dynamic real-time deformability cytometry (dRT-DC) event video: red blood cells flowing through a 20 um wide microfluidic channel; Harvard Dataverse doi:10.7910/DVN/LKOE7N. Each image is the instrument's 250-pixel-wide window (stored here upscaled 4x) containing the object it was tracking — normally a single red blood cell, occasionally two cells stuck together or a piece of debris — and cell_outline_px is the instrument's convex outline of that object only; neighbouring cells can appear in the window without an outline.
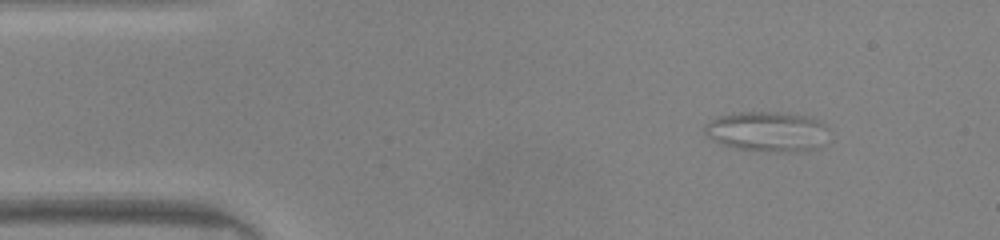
{"species": "common noctule bat (a hibernating species)", "species_latin": "Nyctalus noctula", "temperature_condition": "warm", "stored_images_in_passage": 44, "camera_frame_rate_fps": 3000, "um_per_image_px": 0.085, "animal": {"sex": "male", "body_mass_g": 20.0, "forearm_length_mm": 53.3}, "frame": {"image": 1, "passage_image": 1, "time_ms": 0.0, "image_size_px": [1000, 240], "cell_outline_px": [[828, 128], [816, 148], [804, 152], [768, 152], [736, 148], [712, 140], [704, 132], [704, 124], [716, 116], [740, 112], [780, 112], [808, 116], [824, 120]], "centroid_in_image_um": [65.2, 11.17], "position_along_channel_um": 19.8, "area_um2": 29.19}}
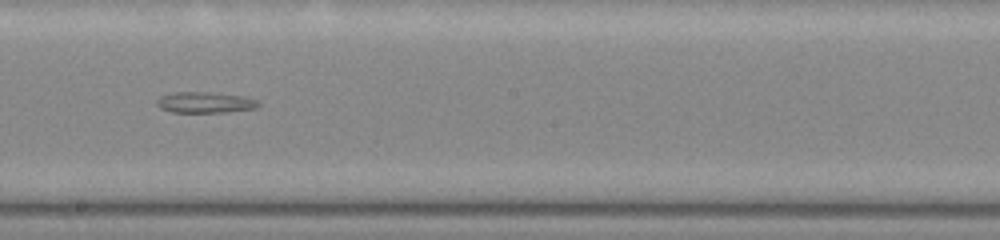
{"frame": {"image": 2, "passage_image": 22, "time_ms": 7.0, "image_size_px": [1000, 240], "cell_outline_px": [[260, 104], [256, 108], [228, 112], [172, 112], [160, 108], [156, 104], [156, 100], [160, 96], [172, 92], [208, 92], [248, 96], [260, 100]], "centroid_in_image_um": [17.47, 8.7], "position_along_channel_um": 230.7, "area_um2": 12.66}}
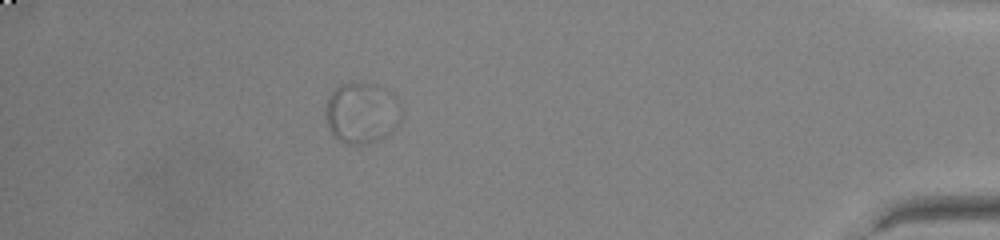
{"frame": {"image": 3, "passage_image": 39, "time_ms": 12.667, "image_size_px": [1000, 240], "cell_outline_px": [[400, 120], [396, 128], [388, 136], [364, 144], [344, 144], [332, 136], [328, 128], [324, 116], [324, 108], [328, 96], [340, 84], [376, 84], [392, 92], [400, 100]], "centroid_in_image_um": [30.73, 9.62], "position_along_channel_um": 404.5, "area_um2": 27.46}}